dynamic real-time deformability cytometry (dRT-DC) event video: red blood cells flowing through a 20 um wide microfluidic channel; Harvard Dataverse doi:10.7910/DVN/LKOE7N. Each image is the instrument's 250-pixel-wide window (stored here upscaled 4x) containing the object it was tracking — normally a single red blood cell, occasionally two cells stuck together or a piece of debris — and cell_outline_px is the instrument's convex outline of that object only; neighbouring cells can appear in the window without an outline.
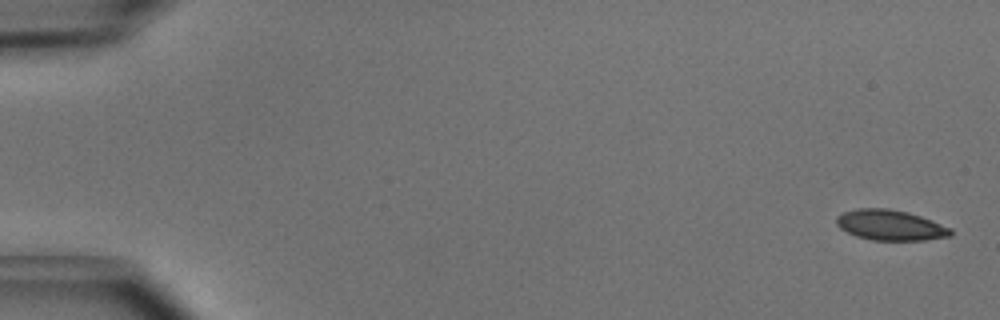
{"species": "common noctule bat (a hibernating species)", "species_latin": "Nyctalus noctula", "temperature_condition": "cold", "stored_images_in_passage": 4, "camera_frame_rate_fps": 3000, "um_per_image_px": 0.085, "animal": {"sex": "male", "body_mass_g": 15.6}, "frame": {"image": 1, "passage_image": 1, "time_ms": 0.0, "image_size_px": [1000, 320], "cell_outline_px": [[952, 236], [924, 240], [872, 240], [856, 236], [840, 228], [836, 224], [836, 216], [844, 212], [856, 208], [888, 208], [908, 212], [932, 220], [952, 228]], "centroid_in_image_um": [75.69, 19.13], "position_along_channel_um": 9.3, "area_um2": 20.35}}
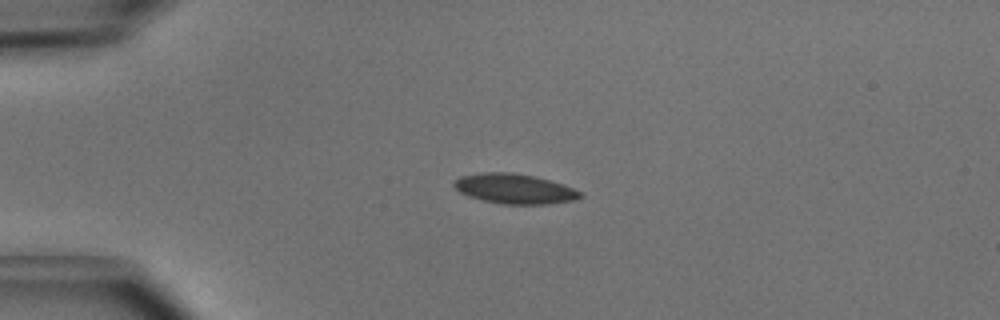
{"frame": {"image": 2, "passage_image": 4, "time_ms": 1.0, "image_size_px": [1000, 320], "cell_outline_px": [[584, 196], [576, 200], [548, 204], [504, 204], [484, 200], [468, 196], [460, 192], [452, 184], [452, 180], [460, 176], [480, 172], [512, 172], [532, 176], [548, 180], [584, 192]], "centroid_in_image_um": [43.72, 16.04], "position_along_channel_um": 41.3, "area_um2": 22.02}}